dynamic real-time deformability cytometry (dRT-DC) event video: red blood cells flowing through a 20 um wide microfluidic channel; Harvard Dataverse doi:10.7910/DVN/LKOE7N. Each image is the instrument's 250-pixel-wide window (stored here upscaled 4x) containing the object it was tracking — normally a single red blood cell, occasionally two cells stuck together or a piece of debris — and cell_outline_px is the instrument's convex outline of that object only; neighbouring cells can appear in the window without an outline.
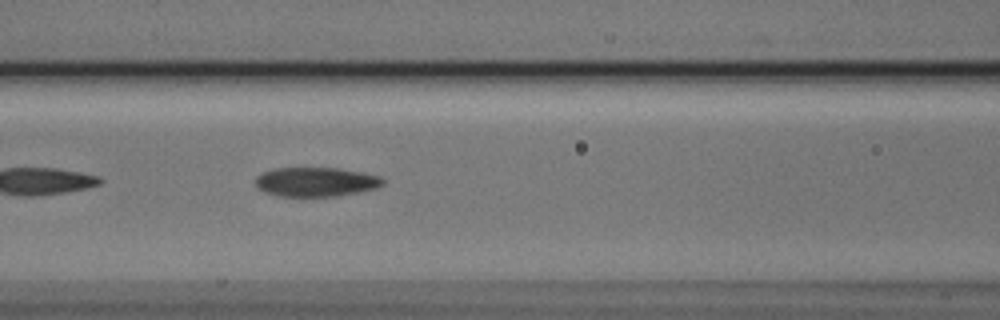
{"species": "Egyptian fruit bat (a non-hibernating species)", "species_latin": "Rousettus aegyptiacus", "temperature_condition": "cold", "stored_images_in_passage": 11, "camera_frame_rate_fps": 3000, "um_per_image_px": 0.085, "animal": {"sex": "male"}, "frame": {"image": 1, "passage_image": 8, "time_ms": 2.333, "image_size_px": [1000, 320], "cell_outline_px": [[384, 184], [376, 188], [360, 192], [336, 196], [276, 196], [264, 192], [256, 188], [256, 176], [264, 172], [276, 168], [340, 168], [364, 172], [380, 176], [384, 180]], "centroid_in_image_um": [26.86, 15.46], "position_along_channel_um": 139.7, "area_um2": 21.91}}